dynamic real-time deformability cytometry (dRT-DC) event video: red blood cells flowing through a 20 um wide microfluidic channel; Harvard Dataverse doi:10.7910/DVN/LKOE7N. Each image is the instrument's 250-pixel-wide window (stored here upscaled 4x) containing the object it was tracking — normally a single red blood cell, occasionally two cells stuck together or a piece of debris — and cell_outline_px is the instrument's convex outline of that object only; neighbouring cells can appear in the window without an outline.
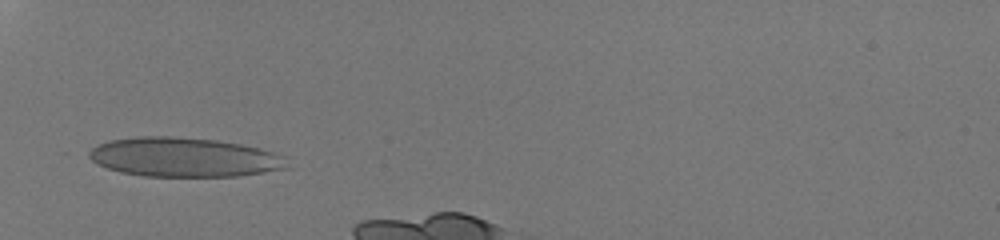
{"species": "human", "species_latin": "Homo sapiens", "temperature_condition": "room temperature", "stored_images_in_passage": 26, "camera_frame_rate_fps": 3000, "um_per_image_px": 0.085, "donor": {"sex": "male"}, "frame": {"image": 1, "passage_image": 1, "time_ms": 0.0, "image_size_px": [1000, 240], "cell_outline_px": [[288, 168], [240, 176], [144, 176], [120, 172], [96, 164], [84, 152], [96, 144], [108, 140], [140, 136], [172, 136], [216, 140], [240, 144], [260, 148], [288, 156]], "centroid_in_image_um": [15.63, 13.36], "position_along_channel_um": 69.4, "area_um2": 45.89}}
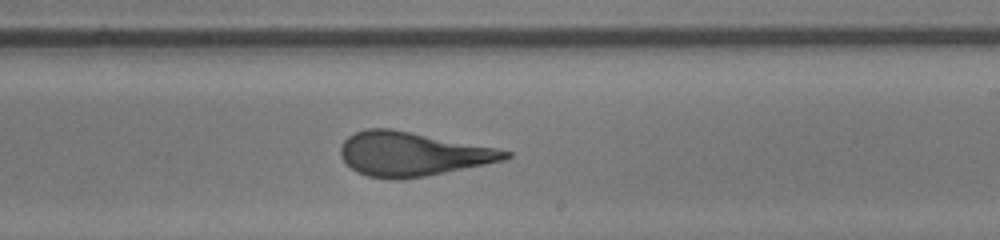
{"frame": {"image": 2, "passage_image": 15, "time_ms": 4.667, "image_size_px": [1000, 240], "cell_outline_px": [[512, 156], [504, 160], [424, 176], [396, 180], [392, 180], [368, 176], [356, 172], [340, 156], [340, 148], [344, 140], [348, 136], [364, 128], [392, 128], [496, 148], [512, 152]], "centroid_in_image_um": [35.0, 13.08], "position_along_channel_um": 254.0, "area_um2": 42.02}}
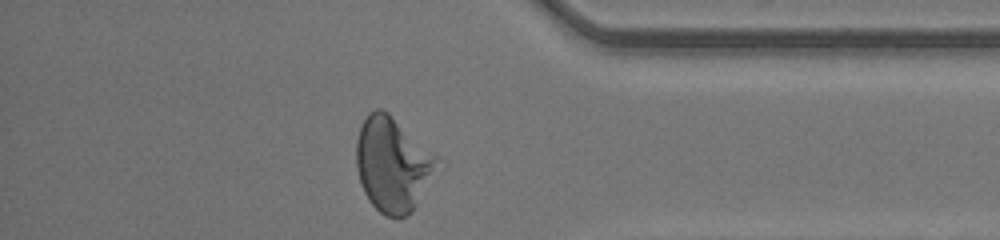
{"frame": {"image": 3, "passage_image": 26, "time_ms": 8.333, "image_size_px": [1000, 240], "cell_outline_px": [[444, 168], [412, 212], [408, 216], [400, 220], [396, 220], [384, 216], [368, 200], [364, 192], [356, 168], [356, 140], [360, 128], [368, 112], [376, 108], [384, 108], [440, 156]], "centroid_in_image_um": [33.49, 14.0], "position_along_channel_um": 401.7, "area_um2": 46.59}, "authors_computed_cell_mechanics": {"area_um2": 42.194, "velocity_mm_per_s": 4.2749, "shape_relaxation_time_tau1_ms": 6.9567, "shape_relaxation_time_tau2_ms": 0.6799, "deformation_change_tau1": 0.2834, "deformation_change_tau2": 0.0927}}